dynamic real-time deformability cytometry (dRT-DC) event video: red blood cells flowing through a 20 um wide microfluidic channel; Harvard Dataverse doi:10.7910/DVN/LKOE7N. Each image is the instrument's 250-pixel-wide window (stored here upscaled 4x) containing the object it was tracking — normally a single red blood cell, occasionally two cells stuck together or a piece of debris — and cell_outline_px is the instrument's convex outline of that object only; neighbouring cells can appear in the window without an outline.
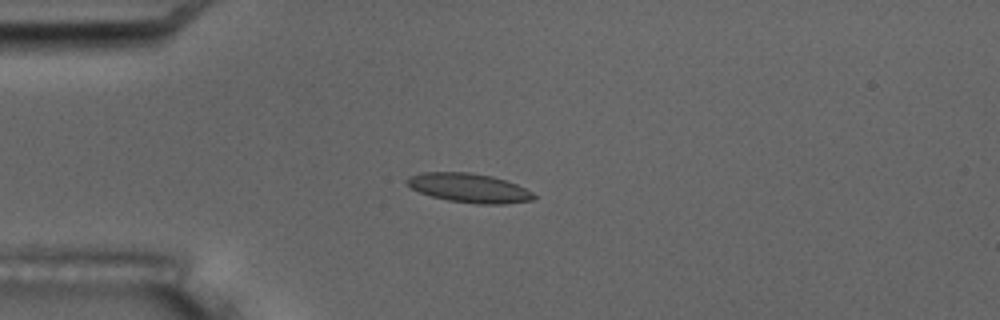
{"species": "common noctule bat (a hibernating species)", "species_latin": "Nyctalus noctula", "temperature_condition": "room temperature", "stored_images_in_passage": 11, "camera_frame_rate_fps": 3000, "um_per_image_px": 0.085, "animal": {"sex": "male", "body_mass_g": 17.5, "forearm_length_mm": 52.3}, "frame": {"image": 1, "passage_image": 4, "time_ms": 4.333, "image_size_px": [1000, 320], "cell_outline_px": [[536, 196], [532, 200], [504, 204], [476, 204], [448, 200], [432, 196], [420, 192], [412, 188], [404, 180], [408, 176], [420, 172], [472, 172], [492, 176], [516, 184], [532, 192]], "centroid_in_image_um": [39.84, 15.97], "position_along_channel_um": 45.2, "area_um2": 21.5}}
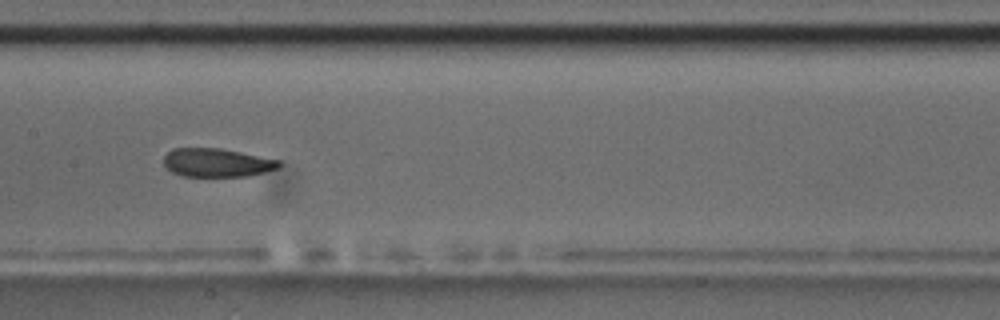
{"frame": {"image": 2, "passage_image": 8, "time_ms": 9.0, "image_size_px": [1000, 320], "cell_outline_px": [[284, 164], [280, 168], [248, 176], [184, 176], [172, 172], [164, 164], [164, 156], [172, 148], [220, 148], [280, 160]], "centroid_in_image_um": [18.47, 13.82], "position_along_channel_um": 188.9, "area_um2": 19.19}}